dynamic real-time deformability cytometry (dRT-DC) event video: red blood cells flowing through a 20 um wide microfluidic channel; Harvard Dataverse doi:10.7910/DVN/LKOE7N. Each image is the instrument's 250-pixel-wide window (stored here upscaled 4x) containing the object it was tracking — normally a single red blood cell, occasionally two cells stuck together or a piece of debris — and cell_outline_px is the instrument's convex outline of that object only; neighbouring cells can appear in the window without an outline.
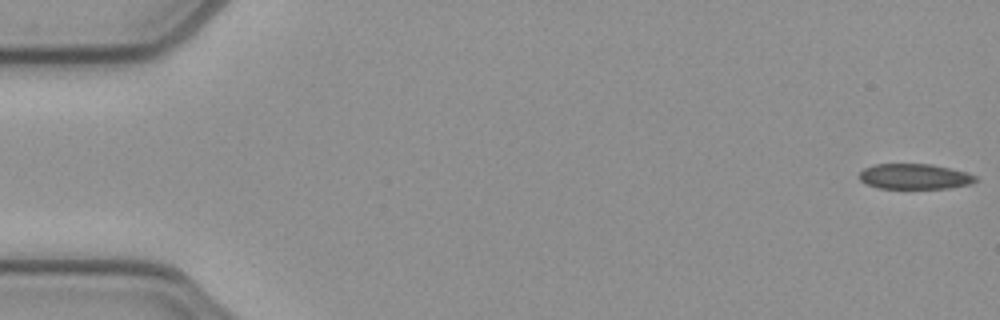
{"species": "common noctule bat (a hibernating species)", "species_latin": "Nyctalus noctula", "temperature_condition": "cold", "stored_images_in_passage": 52, "camera_frame_rate_fps": 3000, "um_per_image_px": 0.085, "animal": {"sex": "female", "body_mass_g": 21.9}, "frame": {"image": 1, "passage_image": 1, "time_ms": 0.0, "image_size_px": [1000, 320], "cell_outline_px": [[976, 180], [972, 184], [948, 188], [876, 188], [860, 180], [860, 172], [864, 168], [872, 164], [932, 164], [964, 172], [976, 176]], "centroid_in_image_um": [77.71, 15.0], "position_along_channel_um": 7.3, "area_um2": 17.05}}
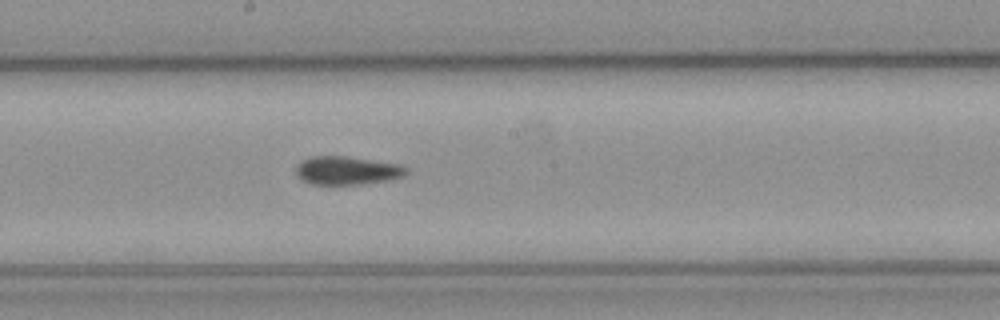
{"frame": {"image": 2, "passage_image": 28, "time_ms": 9.0, "image_size_px": [1000, 320], "cell_outline_px": [[408, 172], [404, 176], [388, 180], [360, 184], [308, 184], [300, 180], [296, 176], [296, 168], [304, 160], [312, 156], [344, 156], [400, 164], [408, 168]], "centroid_in_image_um": [29.5, 14.5], "position_along_channel_um": 218.7, "area_um2": 18.21}}
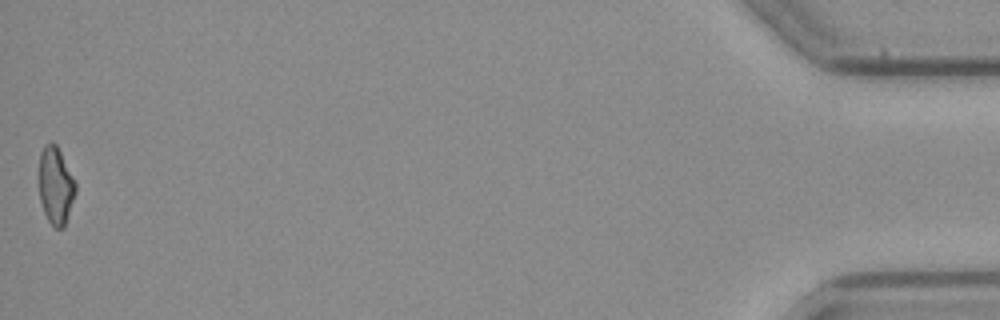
{"frame": {"image": 3, "passage_image": 52, "time_ms": 17.0, "image_size_px": [1000, 320], "cell_outline_px": [[76, 192], [64, 228], [56, 228], [48, 220], [44, 212], [40, 200], [40, 152], [44, 144], [52, 140], [56, 144], [76, 180]], "centroid_in_image_um": [4.75, 15.74], "position_along_channel_um": 430.4, "area_um2": 16.53}, "authors_computed_cell_mechanics": {"area_um2": 18.4671, "velocity_mm_per_s": 3.9352, "shape_relaxation_time_tau1_ms": null, "shape_relaxation_time_tau2_ms": 3.5018, "deformation_change_tau1": null, "deformation_change_tau2": 0.1134}}